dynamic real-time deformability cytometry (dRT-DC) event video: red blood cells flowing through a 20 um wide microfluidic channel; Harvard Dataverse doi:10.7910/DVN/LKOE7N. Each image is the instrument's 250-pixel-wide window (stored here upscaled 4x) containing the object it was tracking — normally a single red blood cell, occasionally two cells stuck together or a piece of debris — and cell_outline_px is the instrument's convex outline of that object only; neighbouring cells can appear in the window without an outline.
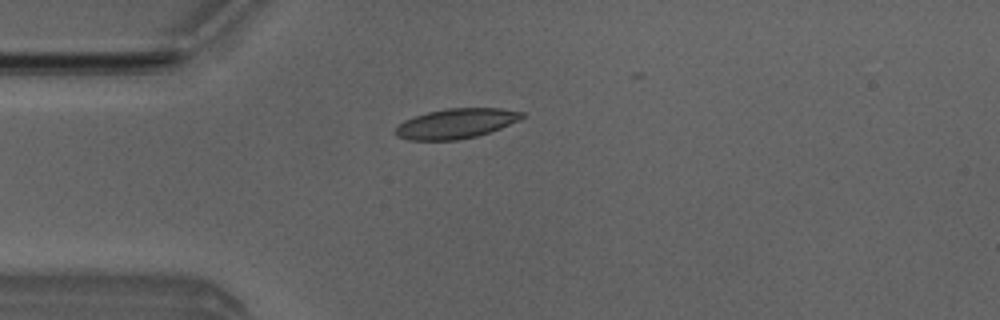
{"species": "Egyptian fruit bat (a non-hibernating species)", "species_latin": "Rousettus aegyptiacus", "temperature_condition": "room temperature", "stored_images_in_passage": 5, "camera_frame_rate_fps": 3000, "um_per_image_px": 0.085, "animal": {"sex": "male"}, "frame": {"image": 1, "passage_image": 4, "time_ms": 3.667, "image_size_px": [1000, 320], "cell_outline_px": [[524, 116], [500, 128], [476, 136], [456, 140], [408, 140], [396, 136], [392, 132], [404, 120], [428, 112], [448, 108], [500, 108], [524, 112]], "centroid_in_image_um": [38.71, 10.5], "position_along_channel_um": 46.3, "area_um2": 21.79}}